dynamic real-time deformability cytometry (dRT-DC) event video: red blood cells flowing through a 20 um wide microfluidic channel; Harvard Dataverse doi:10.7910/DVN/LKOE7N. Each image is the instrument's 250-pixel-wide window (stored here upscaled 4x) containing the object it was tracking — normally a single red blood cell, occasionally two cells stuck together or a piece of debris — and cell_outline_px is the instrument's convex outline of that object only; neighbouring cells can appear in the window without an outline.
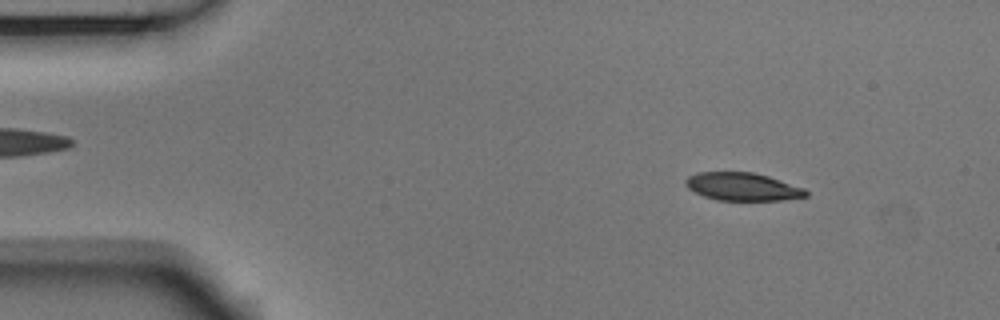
{"species": "Egyptian fruit bat (a non-hibernating species)", "species_latin": "Rousettus aegyptiacus", "temperature_condition": "room temperature", "stored_images_in_passage": 53, "camera_frame_rate_fps": 3000, "um_per_image_px": 0.085, "animal": {"sex": "male"}, "frame": {"image": 1, "passage_image": 6, "time_ms": 1.667, "image_size_px": [1000, 320], "cell_outline_px": [[808, 196], [780, 200], [716, 200], [704, 196], [688, 188], [684, 184], [684, 180], [688, 176], [696, 172], [752, 172], [768, 176], [804, 188], [808, 192]], "centroid_in_image_um": [63.09, 15.86], "position_along_channel_um": 21.9, "area_um2": 19.54}}
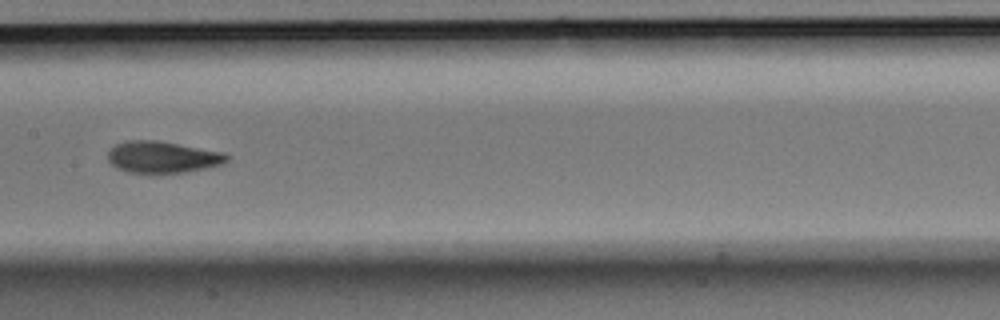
{"frame": {"image": 2, "passage_image": 26, "time_ms": 8.333, "image_size_px": [1000, 320], "cell_outline_px": [[228, 160], [224, 164], [184, 172], [128, 172], [116, 168], [108, 160], [108, 152], [116, 144], [124, 140], [160, 140], [224, 152], [228, 156]], "centroid_in_image_um": [13.82, 13.33], "position_along_channel_um": 193.6, "area_um2": 21.91}}
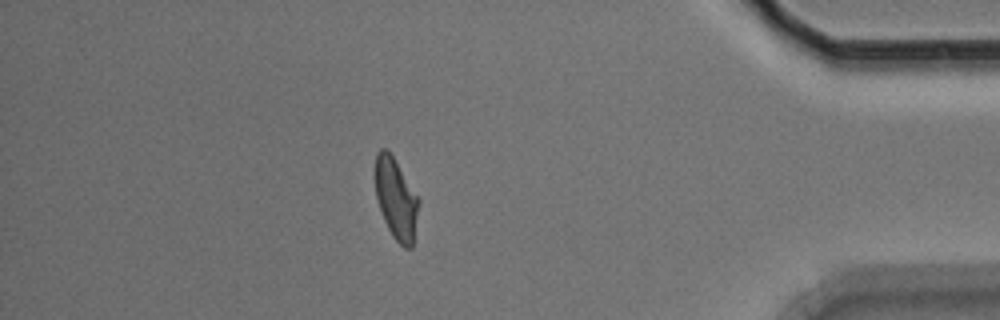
{"frame": {"image": 3, "passage_image": 46, "time_ms": 15.0, "image_size_px": [1000, 320], "cell_outline_px": [[420, 200], [412, 248], [404, 248], [392, 236], [384, 220], [376, 196], [376, 152], [380, 148], [384, 148], [392, 156]], "centroid_in_image_um": [33.67, 16.94], "position_along_channel_um": 401.5, "area_um2": 20.06}, "authors_computed_cell_mechanics": {"area_um2": 21.2126, "velocity_mm_per_s": 3.7205, "shape_relaxation_time_tau1_ms": 3.6274, "shape_relaxation_time_tau2_ms": 2.5896, "deformation_change_tau1": 0.1408, "deformation_change_tau2": 0.076}}